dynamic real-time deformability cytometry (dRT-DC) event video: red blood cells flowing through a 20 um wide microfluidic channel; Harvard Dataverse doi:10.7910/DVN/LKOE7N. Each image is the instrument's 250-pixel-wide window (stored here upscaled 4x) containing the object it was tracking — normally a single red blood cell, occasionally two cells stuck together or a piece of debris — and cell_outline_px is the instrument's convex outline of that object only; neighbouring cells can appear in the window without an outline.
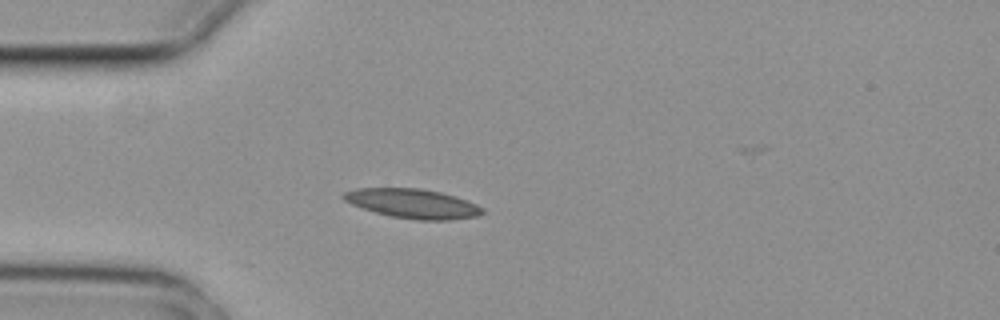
{"species": "common noctule bat (a hibernating species)", "species_latin": "Nyctalus noctula", "temperature_condition": "cold", "stored_images_in_passage": 7, "camera_frame_rate_fps": 3000, "um_per_image_px": 0.085, "animal": {"sex": "female", "body_mass_g": 29.2, "forearm_length_mm": 56.3}, "frame": {"image": 1, "passage_image": 5, "time_ms": 1.333, "image_size_px": [1000, 320], "cell_outline_px": [[484, 212], [476, 216], [452, 220], [416, 220], [392, 216], [376, 212], [352, 204], [344, 200], [340, 196], [344, 192], [356, 188], [420, 188], [440, 192], [456, 196], [476, 204], [484, 208]], "centroid_in_image_um": [35.09, 17.3], "position_along_channel_um": 49.9, "area_um2": 23.7}}